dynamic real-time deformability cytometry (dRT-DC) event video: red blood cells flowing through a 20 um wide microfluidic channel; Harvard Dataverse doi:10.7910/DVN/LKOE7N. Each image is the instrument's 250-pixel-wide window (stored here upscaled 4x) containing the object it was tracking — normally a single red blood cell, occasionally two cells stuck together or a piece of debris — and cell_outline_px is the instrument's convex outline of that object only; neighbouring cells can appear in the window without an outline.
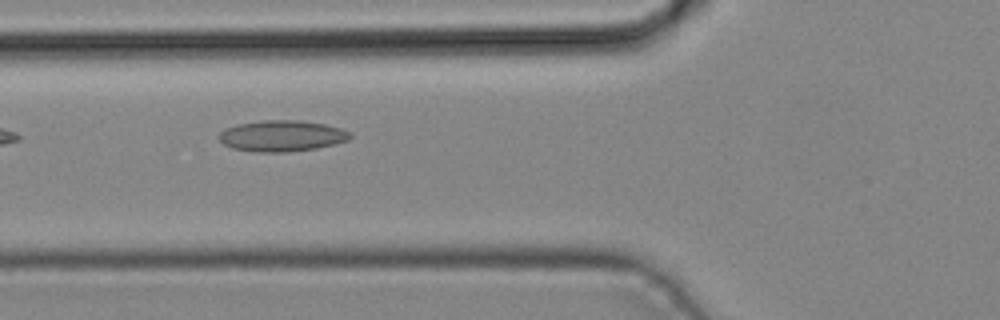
{"species": "common noctule bat (a hibernating species)", "species_latin": "Nyctalus noctula", "temperature_condition": "cold", "stored_images_in_passage": 6, "camera_frame_rate_fps": 3000, "um_per_image_px": 0.085, "animal": {"sex": "male", "body_mass_g": 19.2, "forearm_length_mm": 51.8}, "frame": {"image": 1, "passage_image": 5, "time_ms": 1.333, "image_size_px": [1000, 320], "cell_outline_px": [[352, 136], [348, 140], [316, 148], [288, 152], [256, 152], [232, 148], [224, 144], [216, 136], [224, 128], [236, 124], [264, 120], [300, 120], [324, 124], [340, 128], [352, 132]], "centroid_in_image_um": [23.92, 11.54], "position_along_channel_um": 101.9, "area_um2": 23.87}}
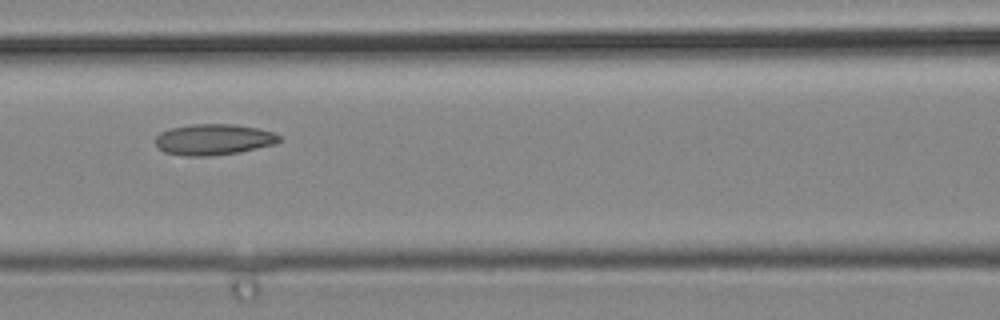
{"frame": {"image": 2, "passage_image": 6, "time_ms": 1.667, "image_size_px": [1000, 320], "cell_outline_px": [[280, 140], [276, 144], [240, 152], [212, 156], [184, 156], [164, 152], [156, 144], [156, 136], [160, 132], [168, 128], [192, 124], [236, 124], [256, 128], [272, 132], [280, 136]], "centroid_in_image_um": [18.14, 11.86], "position_along_channel_um": 148.5, "area_um2": 22.48}}